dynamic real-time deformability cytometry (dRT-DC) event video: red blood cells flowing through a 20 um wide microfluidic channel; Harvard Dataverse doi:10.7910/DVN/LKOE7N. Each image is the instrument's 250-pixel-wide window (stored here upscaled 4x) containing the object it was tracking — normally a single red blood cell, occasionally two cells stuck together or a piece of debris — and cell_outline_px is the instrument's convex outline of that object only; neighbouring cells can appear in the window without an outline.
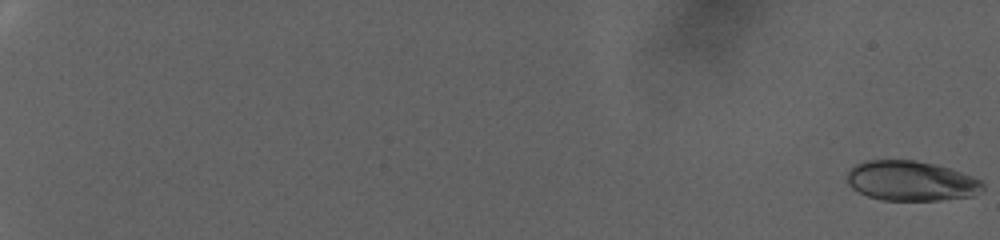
{"species": "human", "species_latin": "Homo sapiens", "temperature_condition": "warm", "stored_images_in_passage": 92, "camera_frame_rate_fps": 3000, "um_per_image_px": 0.085, "donor": {"sex": "female"}, "frame": {"image": 1, "passage_image": 1, "time_ms": 0.0, "image_size_px": [1000, 240], "cell_outline_px": [[984, 188], [980, 192], [972, 196], [940, 200], [880, 200], [868, 196], [852, 188], [848, 184], [848, 172], [856, 164], [864, 160], [916, 160], [936, 164], [972, 176], [980, 180], [984, 184]], "centroid_in_image_um": [77.45, 15.37], "position_along_channel_um": 7.6, "area_um2": 31.56}}
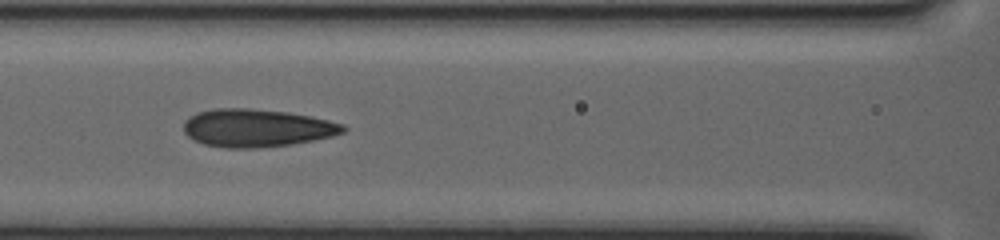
{"frame": {"image": 2, "passage_image": 50, "time_ms": 16.333, "image_size_px": [1000, 240], "cell_outline_px": [[348, 128], [344, 132], [332, 136], [292, 144], [256, 148], [224, 148], [204, 144], [188, 136], [184, 132], [184, 120], [188, 116], [196, 112], [216, 108], [248, 108], [288, 112], [328, 120], [344, 124]], "centroid_in_image_um": [21.8, 10.87], "position_along_channel_um": 144.8, "area_um2": 35.26}}
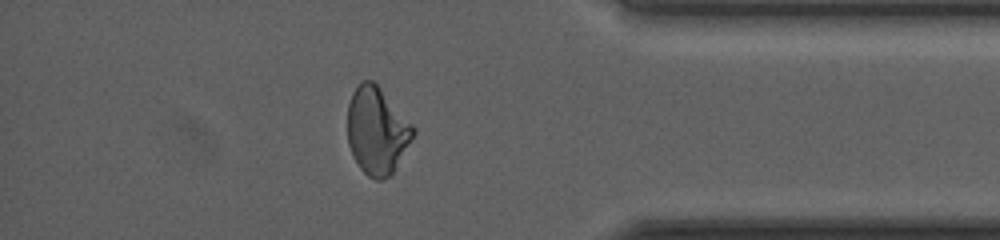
{"frame": {"image": 3, "passage_image": 83, "time_ms": 27.333, "image_size_px": [1000, 240], "cell_outline_px": [[416, 132], [392, 172], [384, 180], [376, 180], [368, 176], [360, 168], [348, 144], [348, 104], [352, 92], [360, 80], [372, 80], [380, 88], [416, 128]], "centroid_in_image_um": [32.03, 11.09], "position_along_channel_um": 403.2, "area_um2": 33.0}, "authors_computed_cell_mechanics": {"area_um2": 32.8304, "velocity_mm_per_s": 2.4836, "shape_relaxation_time_tau1_ms": null, "shape_relaxation_time_tau2_ms": 1.6421, "deformation_change_tau1": null, "deformation_change_tau2": 0.068}}